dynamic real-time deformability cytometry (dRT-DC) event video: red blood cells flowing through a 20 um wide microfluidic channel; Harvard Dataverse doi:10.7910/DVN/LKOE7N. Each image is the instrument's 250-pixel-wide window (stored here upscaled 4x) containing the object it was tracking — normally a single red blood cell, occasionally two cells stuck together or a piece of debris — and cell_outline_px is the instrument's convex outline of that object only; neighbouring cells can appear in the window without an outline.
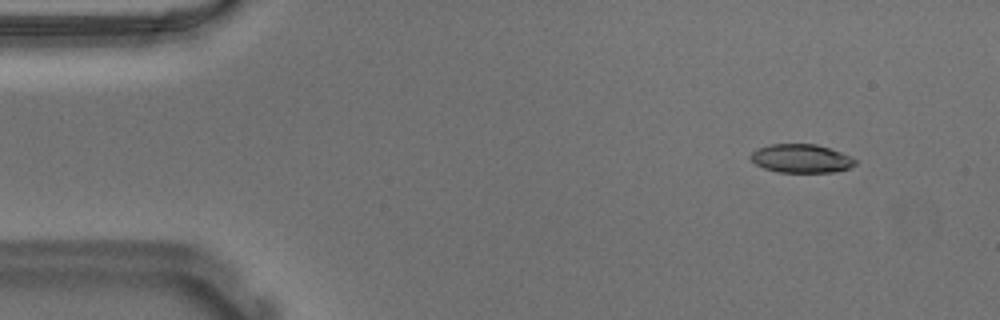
{"species": "Egyptian fruit bat (a non-hibernating species)", "species_latin": "Rousettus aegyptiacus", "temperature_condition": "warm", "stored_images_in_passage": 54, "camera_frame_rate_fps": 3000, "um_per_image_px": 0.085, "animal": {"sex": "male"}, "frame": {"image": 1, "passage_image": 5, "time_ms": 1.333, "image_size_px": [1000, 320], "cell_outline_px": [[856, 164], [848, 168], [832, 172], [776, 172], [764, 168], [756, 164], [748, 156], [756, 148], [772, 144], [816, 144], [840, 152], [856, 160]], "centroid_in_image_um": [68.05, 13.47], "position_along_channel_um": 16.9, "area_um2": 17.28}}
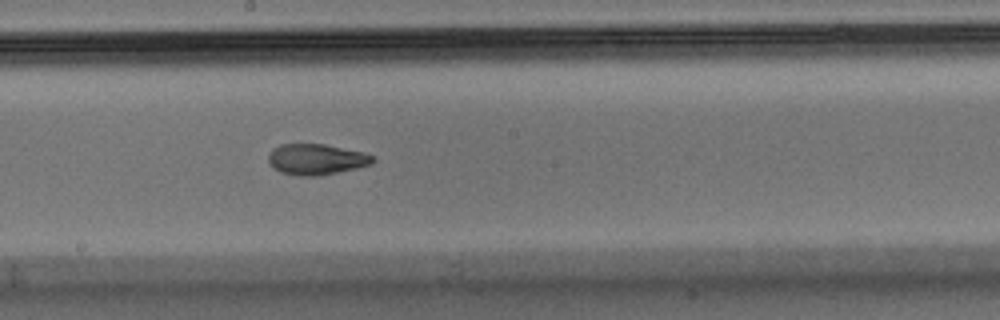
{"frame": {"image": 2, "passage_image": 29, "time_ms": 9.333, "image_size_px": [1000, 320], "cell_outline_px": [[376, 160], [372, 164], [356, 168], [320, 176], [300, 176], [280, 172], [272, 168], [268, 160], [268, 156], [272, 148], [280, 144], [324, 144], [364, 152], [372, 156]], "centroid_in_image_um": [26.87, 13.54], "position_along_channel_um": 221.3, "area_um2": 18.9}}
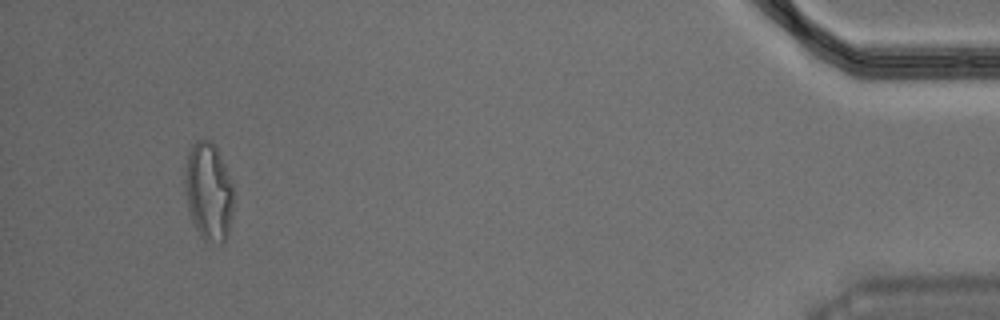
{"frame": {"image": 3, "passage_image": 51, "time_ms": 16.667, "image_size_px": [1000, 320], "cell_outline_px": [[232, 212], [228, 236], [220, 244], [204, 240], [200, 236], [188, 212], [184, 192], [184, 172], [188, 152], [192, 144], [196, 140], [208, 140], [216, 144], [232, 184]], "centroid_in_image_um": [17.7, 16.28], "position_along_channel_um": 417.5, "area_um2": 28.09}, "authors_computed_cell_mechanics": {"area_um2": 18.9584, "velocity_mm_per_s": 3.6734, "shape_relaxation_time_tau1_ms": 5.6434, "shape_relaxation_time_tau2_ms": 2.6073, "deformation_change_tau1": 0.2146, "deformation_change_tau2": 0.0913}}